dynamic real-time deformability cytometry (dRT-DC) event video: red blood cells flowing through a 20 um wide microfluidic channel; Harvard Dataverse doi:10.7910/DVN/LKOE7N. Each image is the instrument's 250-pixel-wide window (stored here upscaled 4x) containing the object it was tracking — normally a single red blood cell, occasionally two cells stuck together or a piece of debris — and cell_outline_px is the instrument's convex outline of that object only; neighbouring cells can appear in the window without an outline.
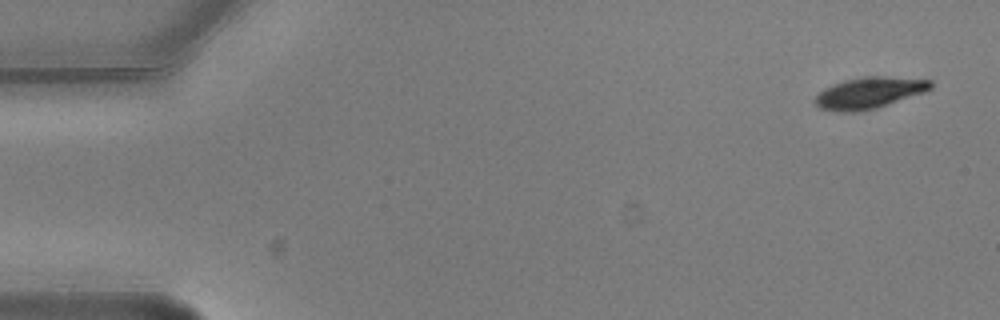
{"species": "common noctule bat (a hibernating species)", "species_latin": "Nyctalus noctula", "temperature_condition": "warm", "stored_images_in_passage": 7, "camera_frame_rate_fps": 3000, "um_per_image_px": 0.085, "animal": {"sex": "male", "body_mass_g": 20.5, "forearm_length_mm": 52.5}, "frame": {"image": 1, "passage_image": 1, "time_ms": 0.0, "image_size_px": [1000, 320], "cell_outline_px": [[932, 88], [924, 92], [876, 108], [856, 112], [836, 112], [820, 108], [812, 100], [824, 88], [832, 84], [844, 80], [864, 76], [884, 76], [932, 80]], "centroid_in_image_um": [73.85, 7.89], "position_along_channel_um": 11.2, "area_um2": 21.15}}
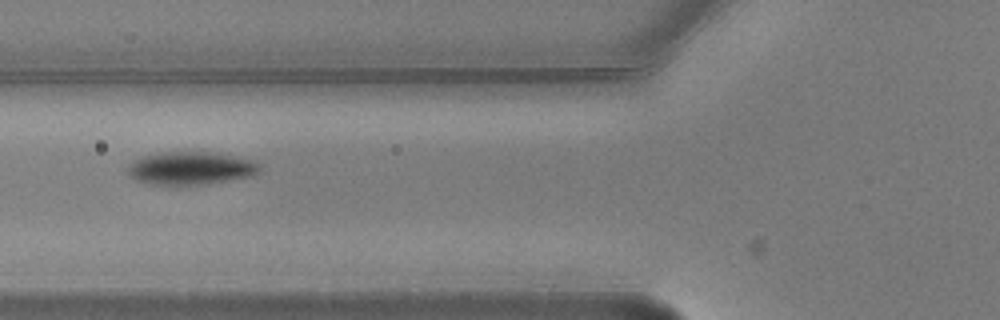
{"frame": {"image": 2, "passage_image": 5, "time_ms": 1.333, "image_size_px": [1000, 320], "cell_outline_px": [[264, 164], [260, 172], [252, 176], [208, 184], [152, 184], [136, 180], [128, 172], [128, 164], [144, 156], [164, 152], [216, 152], [256, 160]], "centroid_in_image_um": [16.34, 14.28], "position_along_channel_um": 109.5, "area_um2": 25.49}}
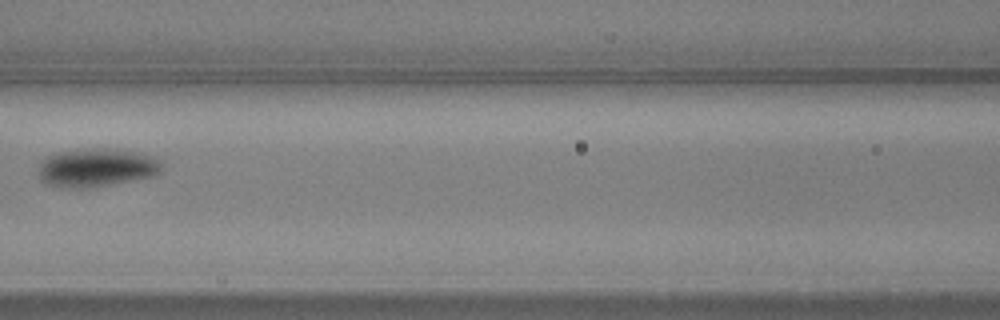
{"frame": {"image": 3, "passage_image": 6, "time_ms": 1.667, "image_size_px": [1000, 320], "cell_outline_px": [[160, 172], [156, 176], [88, 188], [68, 188], [44, 184], [40, 176], [40, 164], [48, 156], [60, 152], [100, 148], [104, 148], [136, 152], [152, 156], [160, 164]], "centroid_in_image_um": [8.2, 14.27], "position_along_channel_um": 158.4, "area_um2": 27.11}}